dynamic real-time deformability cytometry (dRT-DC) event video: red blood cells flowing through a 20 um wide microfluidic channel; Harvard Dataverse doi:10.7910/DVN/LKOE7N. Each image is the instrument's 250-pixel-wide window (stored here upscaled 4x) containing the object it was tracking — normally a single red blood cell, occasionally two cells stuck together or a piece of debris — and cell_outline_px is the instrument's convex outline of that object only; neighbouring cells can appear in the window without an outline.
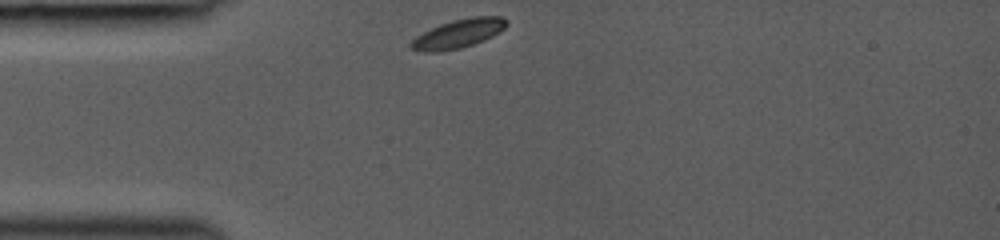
{"species": "common noctule bat (a hibernating species)", "species_latin": "Nyctalus noctula", "temperature_condition": "room temperature", "stored_images_in_passage": 22, "camera_frame_rate_fps": 3000, "um_per_image_px": 0.085, "animal": {"sex": "female", "body_mass_g": 19.0, "forearm_length_mm": 53.3}, "frame": {"image": 1, "passage_image": 1, "time_ms": 0.0, "image_size_px": [1000, 240], "cell_outline_px": [[508, 24], [500, 32], [484, 40], [460, 48], [440, 52], [424, 52], [412, 48], [408, 44], [416, 36], [440, 24], [452, 20], [472, 16], [504, 16], [508, 20]], "centroid_in_image_um": [38.99, 2.85], "position_along_channel_um": 46.0, "area_um2": 16.07}}
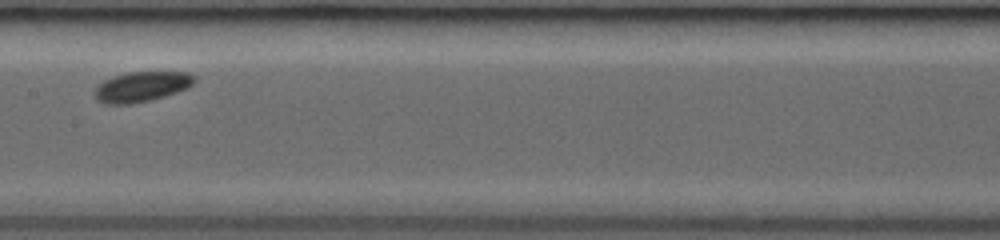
{"frame": {"image": 2, "passage_image": 14, "time_ms": 4.0, "image_size_px": [1000, 240], "cell_outline_px": [[196, 80], [188, 88], [164, 96], [132, 104], [104, 104], [96, 100], [96, 88], [104, 80], [112, 76], [128, 72], [188, 72], [196, 76]], "centroid_in_image_um": [12.05, 7.36], "position_along_channel_um": 195.3, "area_um2": 17.46}}
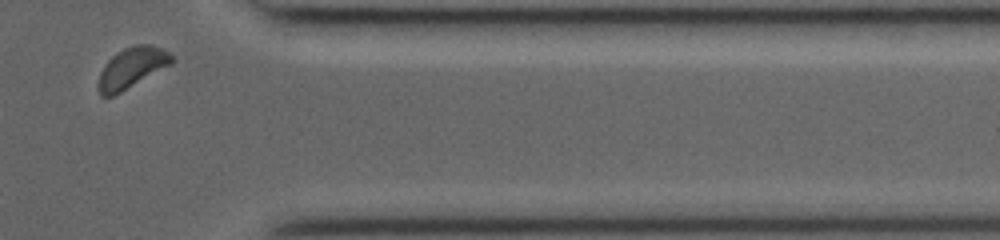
{"frame": {"image": 3, "passage_image": 22, "time_ms": 9.0, "image_size_px": [1000, 240], "cell_outline_px": [[176, 60], [172, 64], [120, 92], [112, 96], [100, 96], [96, 88], [96, 84], [100, 72], [108, 60], [112, 56], [124, 48], [136, 44], [152, 44], [168, 52]], "centroid_in_image_um": [11.18, 5.76], "position_along_channel_um": 400.2, "area_um2": 17.4}}